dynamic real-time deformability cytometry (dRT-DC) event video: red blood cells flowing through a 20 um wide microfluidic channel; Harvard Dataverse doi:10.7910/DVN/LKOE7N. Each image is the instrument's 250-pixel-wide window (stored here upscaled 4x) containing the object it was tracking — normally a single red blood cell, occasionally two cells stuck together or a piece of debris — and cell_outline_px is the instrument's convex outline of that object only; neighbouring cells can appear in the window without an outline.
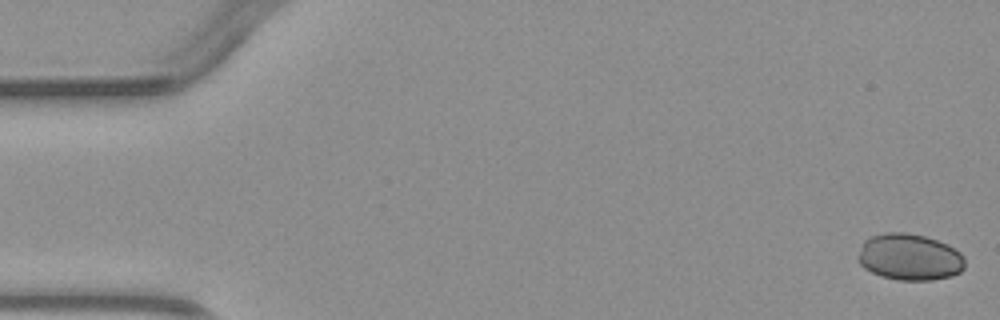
{"species": "common noctule bat (a hibernating species)", "species_latin": "Nyctalus noctula", "temperature_condition": "warm", "stored_images_in_passage": 4, "camera_frame_rate_fps": 3000, "um_per_image_px": 0.085, "animal": {"sex": "male", "body_mass_g": 23.1, "forearm_length_mm": 52.7}, "frame": {"image": 1, "passage_image": 1, "time_ms": 0.0, "image_size_px": [1000, 320], "cell_outline_px": [[964, 268], [960, 272], [952, 276], [932, 280], [900, 280], [880, 276], [864, 268], [860, 264], [856, 256], [864, 240], [872, 236], [884, 232], [904, 232], [924, 236], [948, 244], [960, 252], [964, 256]], "centroid_in_image_um": [77.3, 21.85], "position_along_channel_um": 7.7, "area_um2": 29.19}}